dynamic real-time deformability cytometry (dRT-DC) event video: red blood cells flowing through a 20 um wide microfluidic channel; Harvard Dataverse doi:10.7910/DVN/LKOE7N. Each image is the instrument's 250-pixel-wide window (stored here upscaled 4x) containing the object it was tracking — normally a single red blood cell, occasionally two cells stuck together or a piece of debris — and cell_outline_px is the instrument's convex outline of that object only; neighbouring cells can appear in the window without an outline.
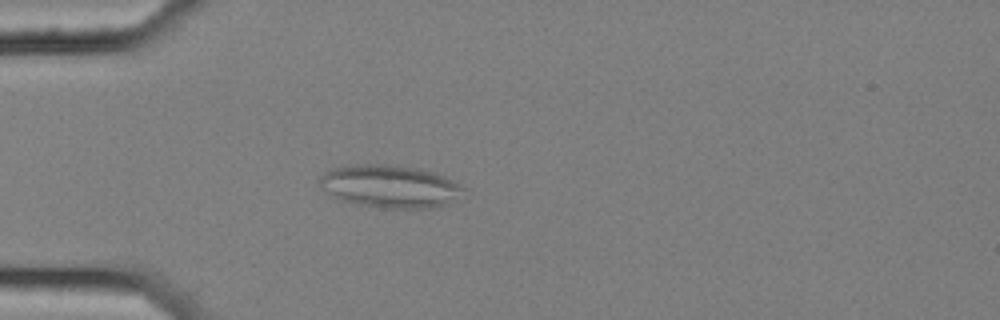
{"species": "common noctule bat (a hibernating species)", "species_latin": "Nyctalus noctula", "temperature_condition": "cold", "stored_images_in_passage": 57, "camera_frame_rate_fps": 3000, "um_per_image_px": 0.085, "animal": {"sex": "female", "body_mass_g": 25.1}, "frame": {"image": 1, "passage_image": 17, "time_ms": 5.333, "image_size_px": [1000, 320], "cell_outline_px": [[464, 188], [448, 204], [436, 208], [380, 208], [360, 204], [344, 200], [332, 196], [320, 188], [316, 180], [324, 172], [332, 168], [344, 164], [388, 164], [420, 168], [436, 172], [460, 184]], "centroid_in_image_um": [33.08, 15.81], "position_along_channel_um": 51.9, "area_um2": 36.13}, "authors_computed_cell_mechanics": {"area_um2": 28.7266, "velocity_mm_per_s": 3.5672, "shape_relaxation_time_tau1_ms": null, "shape_relaxation_time_tau2_ms": 2.8427, "deformation_change_tau1": null, "deformation_change_tau2": 0.1189}}